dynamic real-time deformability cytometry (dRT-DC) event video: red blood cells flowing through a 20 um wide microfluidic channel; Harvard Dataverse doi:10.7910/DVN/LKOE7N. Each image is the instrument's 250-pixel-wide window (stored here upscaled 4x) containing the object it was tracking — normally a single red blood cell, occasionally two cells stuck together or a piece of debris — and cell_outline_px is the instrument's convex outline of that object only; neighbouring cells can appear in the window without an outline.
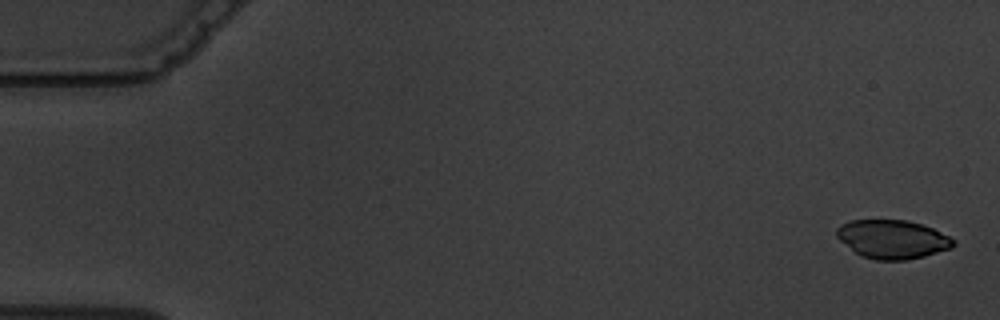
{"species": "common noctule bat (a hibernating species)", "species_latin": "Nyctalus noctula", "temperature_condition": "warm", "stored_images_in_passage": 5, "camera_frame_rate_fps": 3000, "um_per_image_px": 0.085, "animal": {"sex": "male", "body_mass_g": 19.5, "forearm_length_mm": 54.6}, "frame": {"image": 1, "passage_image": 1, "time_ms": 0.0, "image_size_px": [1000, 320], "cell_outline_px": [[956, 244], [952, 248], [924, 256], [904, 260], [876, 260], [860, 256], [840, 240], [836, 236], [836, 228], [840, 224], [852, 220], [908, 220], [932, 228], [956, 240]], "centroid_in_image_um": [75.85, 20.34], "position_along_channel_um": 9.1, "area_um2": 26.3}}
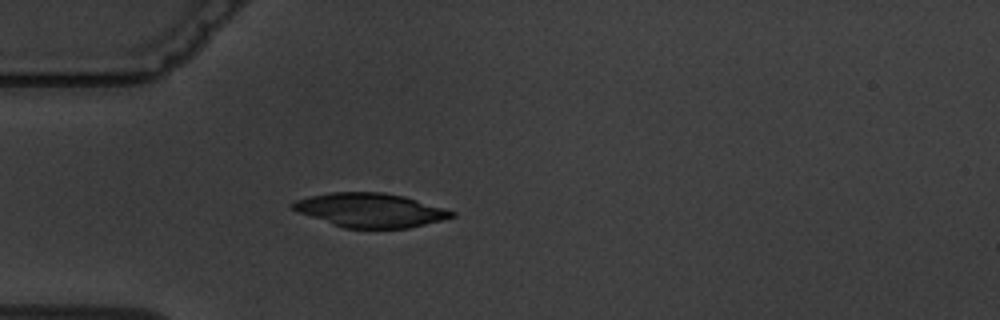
{"frame": {"image": 2, "passage_image": 5, "time_ms": 5.0, "image_size_px": [1000, 320], "cell_outline_px": [[456, 216], [408, 228], [344, 228], [288, 208], [288, 204], [296, 200], [312, 196], [332, 192], [384, 192], [404, 196], [444, 208], [456, 212]], "centroid_in_image_um": [31.46, 17.86], "position_along_channel_um": 53.5, "area_um2": 31.27}}